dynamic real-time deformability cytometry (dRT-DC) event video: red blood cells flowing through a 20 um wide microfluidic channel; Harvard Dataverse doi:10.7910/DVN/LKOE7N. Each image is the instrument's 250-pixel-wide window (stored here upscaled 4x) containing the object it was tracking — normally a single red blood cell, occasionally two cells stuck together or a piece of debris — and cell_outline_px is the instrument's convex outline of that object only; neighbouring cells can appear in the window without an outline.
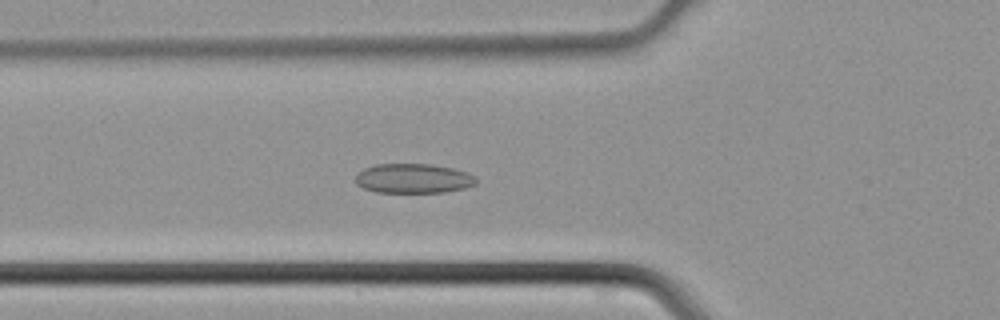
{"species": "common noctule bat (a hibernating species)", "species_latin": "Nyctalus noctula", "temperature_condition": "cold", "stored_images_in_passage": 45, "camera_frame_rate_fps": 3000, "um_per_image_px": 0.085, "animal": {"sex": "male", "body_mass_g": 21.5, "forearm_length_mm": 52.0}, "frame": {"image": 1, "passage_image": 15, "time_ms": 4.667, "image_size_px": [1000, 320], "cell_outline_px": [[476, 184], [464, 188], [444, 192], [376, 192], [364, 188], [356, 184], [356, 176], [364, 168], [376, 164], [432, 164], [452, 168], [468, 172], [476, 176]], "centroid_in_image_um": [35.15, 15.16], "position_along_channel_um": 90.6, "area_um2": 20.75}}
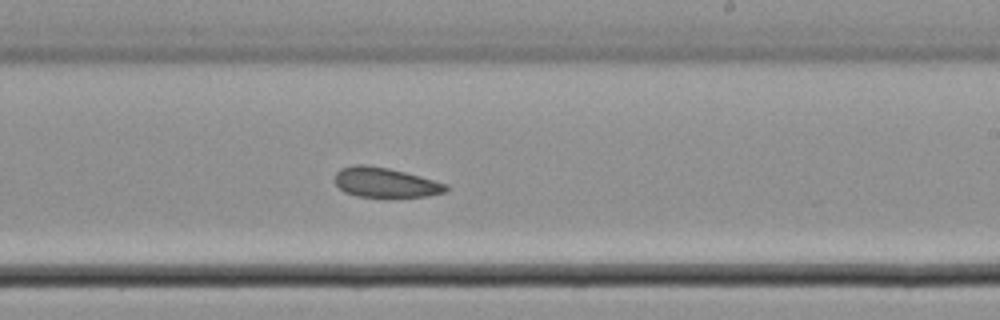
{"frame": {"image": 2, "passage_image": 26, "time_ms": 8.333, "image_size_px": [1000, 320], "cell_outline_px": [[448, 188], [444, 192], [428, 196], [356, 196], [344, 192], [336, 184], [336, 172], [340, 168], [356, 164], [368, 164], [388, 168], [404, 172], [448, 184]], "centroid_in_image_um": [32.72, 15.49], "position_along_channel_um": 256.3, "area_um2": 19.02}}
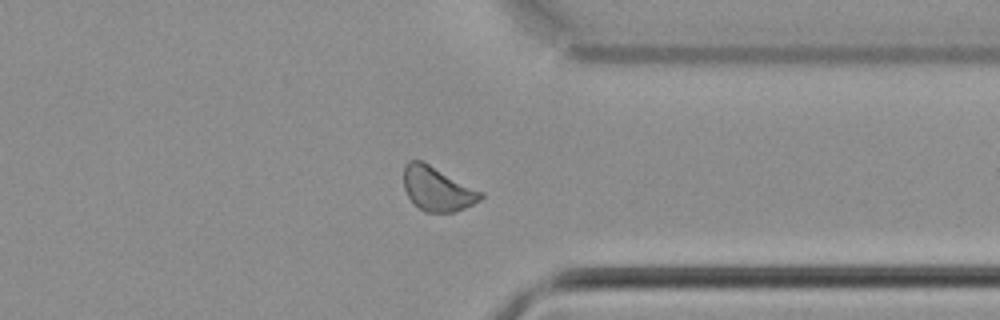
{"frame": {"image": 3, "passage_image": 34, "time_ms": 11.0, "image_size_px": [1000, 320], "cell_outline_px": [[484, 196], [480, 200], [464, 208], [452, 212], [424, 212], [408, 196], [404, 188], [404, 164], [408, 160], [420, 160], [484, 192]], "centroid_in_image_um": [37.17, 16.05], "position_along_channel_um": 374.2, "area_um2": 19.59}}